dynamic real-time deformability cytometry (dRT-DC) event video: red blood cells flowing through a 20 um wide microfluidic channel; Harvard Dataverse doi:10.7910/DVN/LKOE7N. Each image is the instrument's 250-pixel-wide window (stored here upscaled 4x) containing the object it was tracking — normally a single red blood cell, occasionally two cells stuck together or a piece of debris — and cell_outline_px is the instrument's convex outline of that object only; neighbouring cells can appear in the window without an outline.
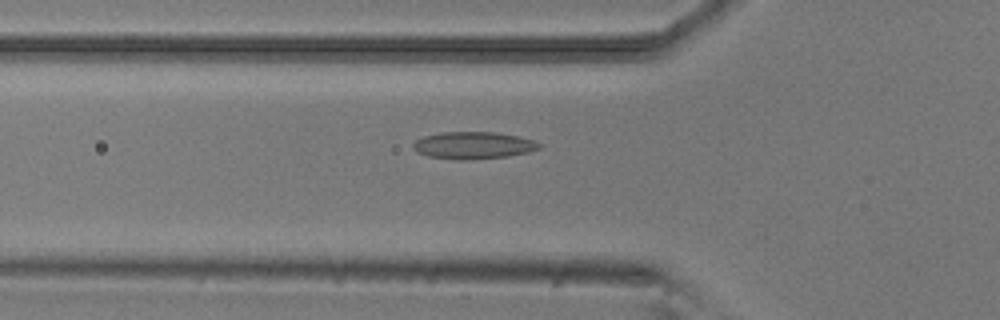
{"species": "common noctule bat (a hibernating species)", "species_latin": "Nyctalus noctula", "temperature_condition": "room temperature", "stored_images_in_passage": 40, "camera_frame_rate_fps": 3000, "um_per_image_px": 0.085, "animal": {"sex": "male", "body_mass_g": 20.5, "forearm_length_mm": 52.5}, "frame": {"image": 1, "passage_image": 6, "time_ms": 1.667, "image_size_px": [1000, 320], "cell_outline_px": [[540, 148], [528, 152], [508, 156], [472, 160], [456, 160], [428, 156], [416, 152], [412, 148], [412, 144], [416, 140], [424, 136], [440, 132], [496, 132], [520, 136], [532, 140], [540, 144]], "centroid_in_image_um": [40.2, 12.36], "position_along_channel_um": 85.6, "area_um2": 20.11}}
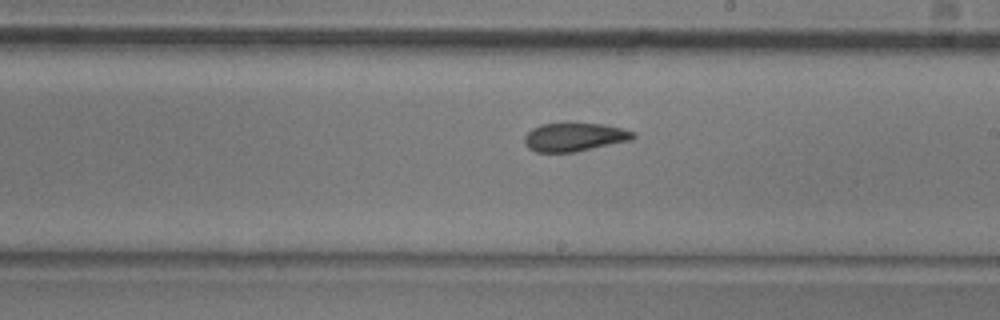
{"frame": {"image": 2, "passage_image": 18, "time_ms": 5.667, "image_size_px": [1000, 320], "cell_outline_px": [[636, 136], [632, 140], [576, 152], [536, 152], [528, 148], [524, 144], [524, 136], [532, 128], [540, 124], [568, 120], [600, 124], [620, 128], [636, 132]], "centroid_in_image_um": [48.8, 11.61], "position_along_channel_um": 240.2, "area_um2": 18.84}}
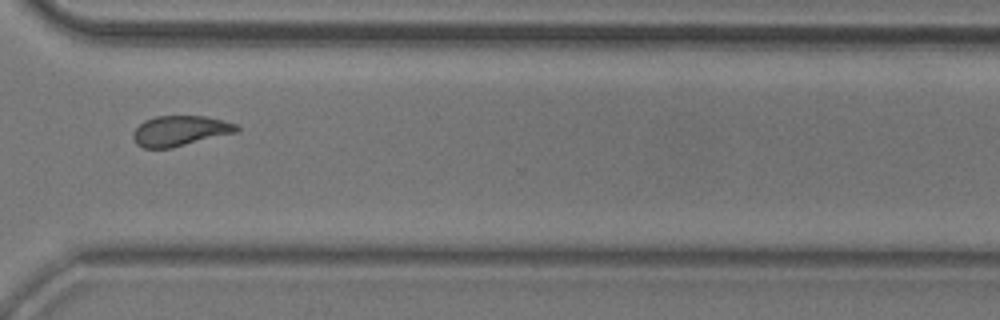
{"frame": {"image": 3, "passage_image": 27, "time_ms": 8.667, "image_size_px": [1000, 320], "cell_outline_px": [[240, 128], [236, 132], [172, 148], [144, 148], [136, 144], [132, 136], [132, 132], [144, 120], [156, 116], [204, 116], [224, 120], [236, 124]], "centroid_in_image_um": [15.28, 11.12], "position_along_channel_um": 355.3, "area_um2": 18.26}}